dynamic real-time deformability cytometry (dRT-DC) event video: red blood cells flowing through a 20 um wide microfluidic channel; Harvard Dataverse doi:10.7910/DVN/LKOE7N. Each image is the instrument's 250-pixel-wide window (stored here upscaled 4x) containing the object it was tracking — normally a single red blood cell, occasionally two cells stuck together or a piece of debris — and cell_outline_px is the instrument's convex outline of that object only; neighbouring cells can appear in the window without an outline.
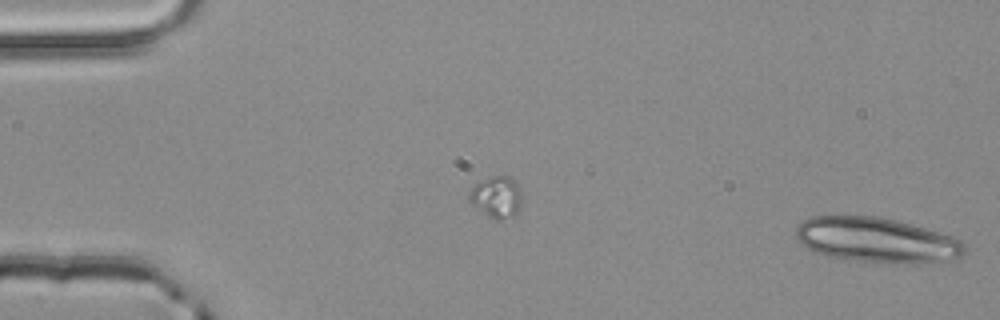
{"species": "common noctule bat (a hibernating species)", "species_latin": "Nyctalus noctula", "temperature_condition": "room temperature", "stored_images_in_passage": 2, "camera_frame_rate_fps": 3000, "um_per_image_px": 0.085, "animal": {"sex": "male", "body_mass_g": 20.4}, "frame": {"image": 1, "passage_image": 2, "time_ms": 0.333, "image_size_px": [1000, 320], "cell_outline_px": [[968, 248], [960, 256], [944, 260], [920, 264], [892, 264], [856, 260], [824, 256], [808, 248], [796, 236], [796, 228], [804, 220], [812, 216], [880, 216], [896, 220], [952, 236], [960, 240]], "centroid_in_image_um": [74.53, 20.42], "position_along_channel_um": 10.5, "area_um2": 44.16}}